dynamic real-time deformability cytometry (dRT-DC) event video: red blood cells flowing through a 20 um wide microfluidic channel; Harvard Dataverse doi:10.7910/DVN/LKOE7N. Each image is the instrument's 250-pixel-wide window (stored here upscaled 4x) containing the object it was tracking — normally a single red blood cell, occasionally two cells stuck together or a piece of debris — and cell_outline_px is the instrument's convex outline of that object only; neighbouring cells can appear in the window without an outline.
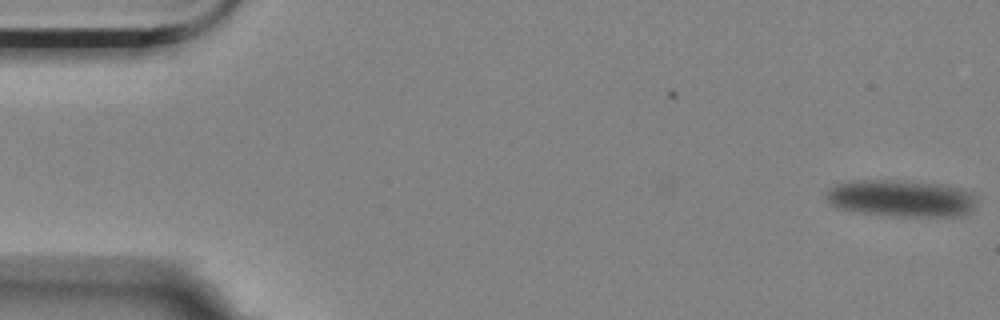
{"species": "Egyptian fruit bat (a non-hibernating species)", "species_latin": "Rousettus aegyptiacus", "temperature_condition": "room temperature", "stored_images_in_passage": 6, "camera_frame_rate_fps": 3000, "um_per_image_px": 0.085, "animal": {"sex": "female"}, "frame": {"image": 1, "passage_image": 6, "time_ms": 1.667, "image_size_px": [1000, 320], "cell_outline_px": [[976, 200], [972, 208], [964, 216], [888, 216], [860, 212], [836, 208], [828, 200], [824, 192], [828, 188], [836, 184], [852, 180], [904, 180], [940, 184], [960, 188], [972, 192], [976, 196]], "centroid_in_image_um": [76.57, 16.85], "position_along_channel_um": 8.4, "area_um2": 32.71}}